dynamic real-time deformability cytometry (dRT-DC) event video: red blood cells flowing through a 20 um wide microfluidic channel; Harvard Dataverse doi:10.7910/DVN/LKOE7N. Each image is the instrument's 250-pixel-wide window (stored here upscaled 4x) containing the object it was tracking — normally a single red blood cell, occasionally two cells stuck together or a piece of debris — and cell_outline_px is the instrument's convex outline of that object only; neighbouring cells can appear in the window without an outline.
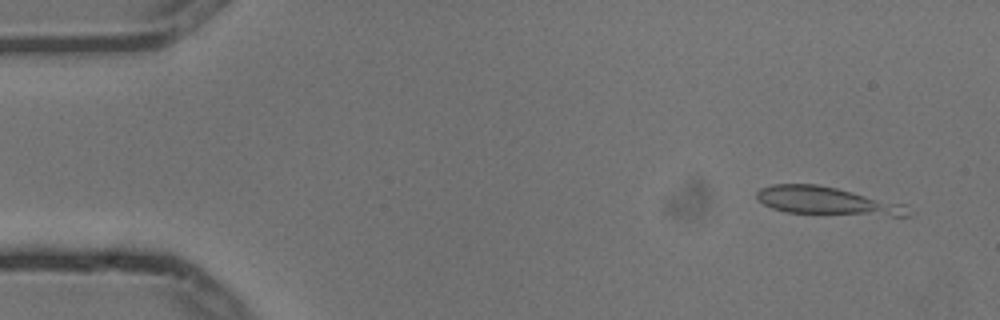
{"species": "common noctule bat (a hibernating species)", "species_latin": "Nyctalus noctula", "temperature_condition": "cold", "stored_images_in_passage": 7, "camera_frame_rate_fps": 3000, "um_per_image_px": 0.085, "animal": {"sex": "male", "body_mass_g": 13.3}, "frame": {"image": 1, "passage_image": 2, "time_ms": 0.333, "image_size_px": [1000, 320], "cell_outline_px": [[916, 212], [908, 216], [892, 216], [784, 212], [772, 208], [756, 200], [756, 192], [760, 188], [772, 184], [816, 184], [836, 188], [904, 204]], "centroid_in_image_um": [70.29, 17.09], "position_along_channel_um": 14.7, "area_um2": 24.8}}